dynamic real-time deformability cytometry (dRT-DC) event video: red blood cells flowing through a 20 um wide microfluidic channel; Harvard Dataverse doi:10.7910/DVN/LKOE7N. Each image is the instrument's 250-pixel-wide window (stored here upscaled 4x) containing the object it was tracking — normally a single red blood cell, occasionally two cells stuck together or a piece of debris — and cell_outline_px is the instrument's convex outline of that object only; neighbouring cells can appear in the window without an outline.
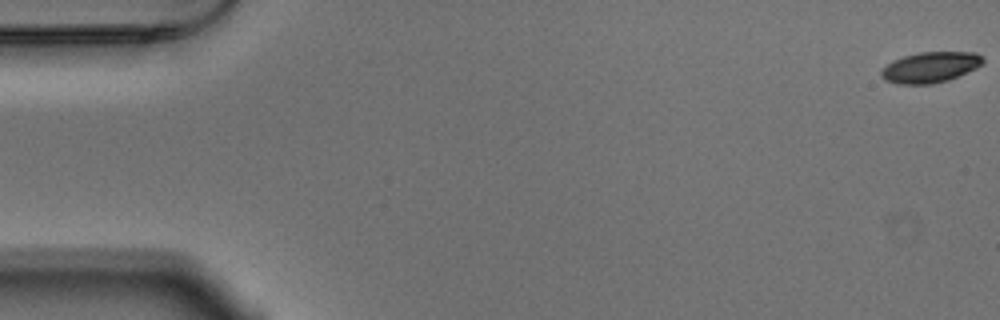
{"species": "Egyptian fruit bat (a non-hibernating species)", "species_latin": "Rousettus aegyptiacus", "temperature_condition": "warm", "stored_images_in_passage": 55, "camera_frame_rate_fps": 3000, "um_per_image_px": 0.085, "animal": {"sex": "male"}, "frame": {"image": 1, "passage_image": 1, "time_ms": 0.0, "image_size_px": [1000, 320], "cell_outline_px": [[984, 60], [976, 68], [948, 80], [932, 84], [896, 84], [884, 80], [880, 76], [880, 72], [892, 60], [904, 56], [920, 52], [976, 52], [984, 56]], "centroid_in_image_um": [79.06, 5.72], "position_along_channel_um": 5.9, "area_um2": 18.21}}
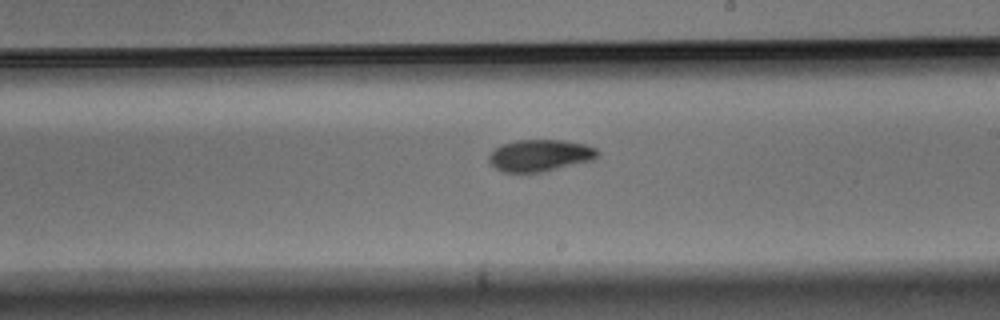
{"frame": {"image": 2, "passage_image": 32, "time_ms": 10.333, "image_size_px": [1000, 320], "cell_outline_px": [[600, 156], [592, 160], [540, 172], [504, 172], [496, 168], [488, 160], [488, 156], [500, 144], [516, 140], [564, 140], [584, 144], [596, 148], [600, 152]], "centroid_in_image_um": [45.91, 13.2], "position_along_channel_um": 243.1, "area_um2": 20.06}}
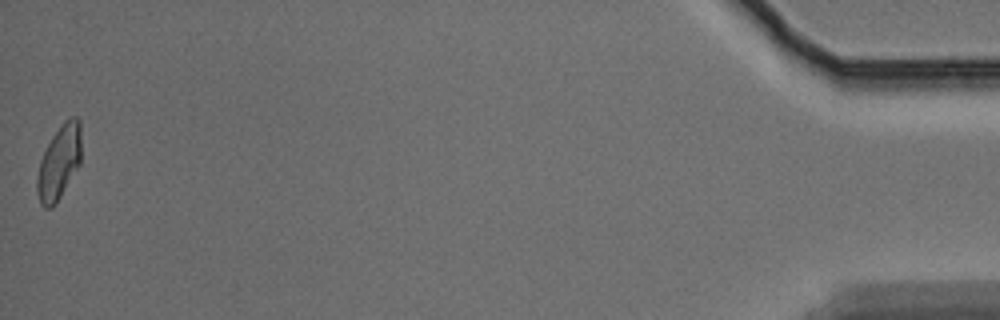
{"frame": {"image": 3, "passage_image": 55, "time_ms": 18.0, "image_size_px": [1000, 320], "cell_outline_px": [[80, 164], [56, 204], [52, 208], [44, 208], [40, 204], [36, 188], [36, 180], [40, 160], [52, 136], [64, 120], [72, 116], [76, 116], [80, 120]], "centroid_in_image_um": [5.01, 13.81], "position_along_channel_um": 430.2, "area_um2": 19.07}, "authors_computed_cell_mechanics": {"area_um2": 19.2474, "velocity_mm_per_s": 3.7061, "shape_relaxation_time_tau1_ms": 3.6478, "shape_relaxation_time_tau2_ms": 4.0955, "deformation_change_tau1": 0.1203, "deformation_change_tau2": 0.0887}}